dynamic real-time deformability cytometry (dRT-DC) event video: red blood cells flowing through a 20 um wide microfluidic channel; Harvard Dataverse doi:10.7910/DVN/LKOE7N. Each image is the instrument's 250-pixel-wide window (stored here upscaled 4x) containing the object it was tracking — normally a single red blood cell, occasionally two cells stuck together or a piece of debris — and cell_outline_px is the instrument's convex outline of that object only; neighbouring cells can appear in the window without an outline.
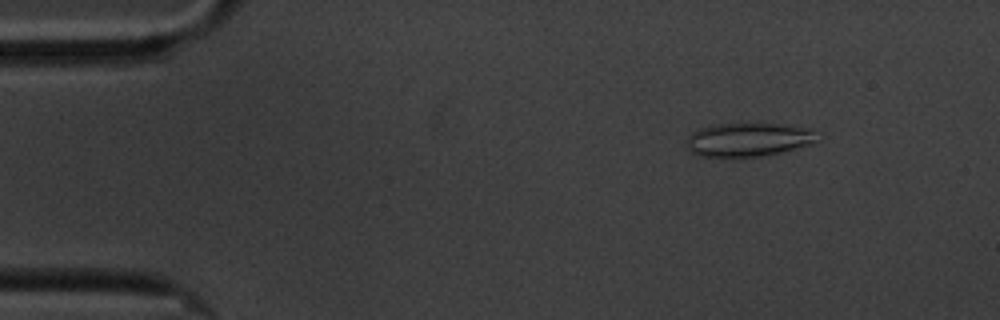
{"species": "common noctule bat (a hibernating species)", "species_latin": "Nyctalus noctula", "temperature_condition": "cold", "stored_images_in_passage": 59, "segment_of_instrument_passage": [1, 2], "camera_frame_rate_fps": 3000, "um_per_image_px": 0.085, "animal": {"sex": "male", "body_mass_g": 20.1, "forearm_length_mm": 53.5}, "frame": {"image": 1, "passage_image": 7, "time_ms": 2.0, "image_size_px": [1000, 320], "cell_outline_px": [[820, 140], [812, 144], [784, 152], [764, 156], [736, 160], [732, 160], [700, 156], [692, 152], [688, 148], [688, 136], [692, 132], [700, 128], [712, 124], [784, 124], [816, 128]], "centroid_in_image_um": [63.68, 11.91], "position_along_channel_um": 21.3, "area_um2": 26.93}}
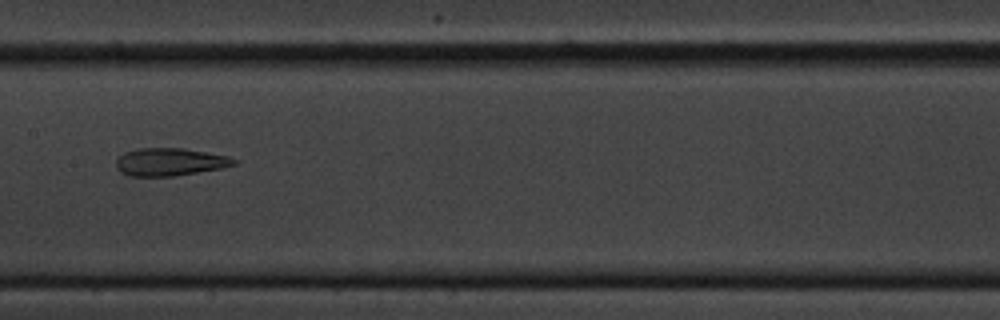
{"frame": {"image": 2, "passage_image": 29, "time_ms": 9.333, "image_size_px": [1000, 320], "cell_outline_px": [[236, 164], [220, 168], [172, 176], [128, 176], [120, 172], [116, 168], [116, 160], [124, 152], [140, 148], [184, 148], [228, 156], [236, 160]], "centroid_in_image_um": [14.39, 13.76], "position_along_channel_um": 193.0, "area_um2": 18.9}}
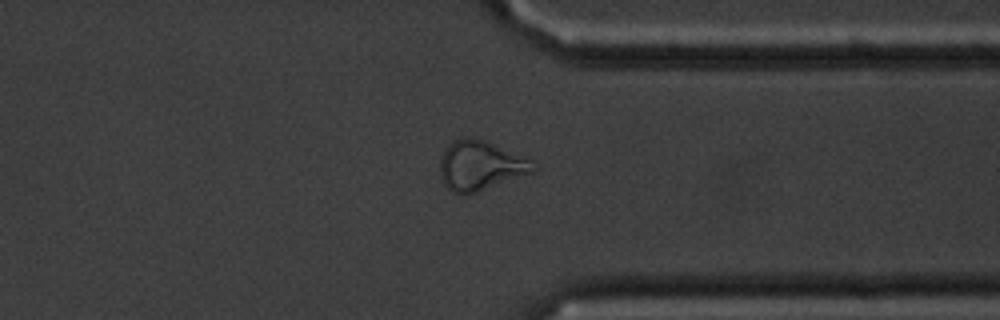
{"frame": {"image": 3, "passage_image": 45, "time_ms": 14.667, "image_size_px": [1000, 320], "cell_outline_px": [[540, 168], [536, 172], [468, 196], [452, 192], [444, 184], [440, 176], [440, 160], [444, 148], [452, 140], [460, 136], [468, 136], [492, 144], [532, 160]], "centroid_in_image_um": [40.84, 14.1], "position_along_channel_um": 370.6, "area_um2": 27.51}}